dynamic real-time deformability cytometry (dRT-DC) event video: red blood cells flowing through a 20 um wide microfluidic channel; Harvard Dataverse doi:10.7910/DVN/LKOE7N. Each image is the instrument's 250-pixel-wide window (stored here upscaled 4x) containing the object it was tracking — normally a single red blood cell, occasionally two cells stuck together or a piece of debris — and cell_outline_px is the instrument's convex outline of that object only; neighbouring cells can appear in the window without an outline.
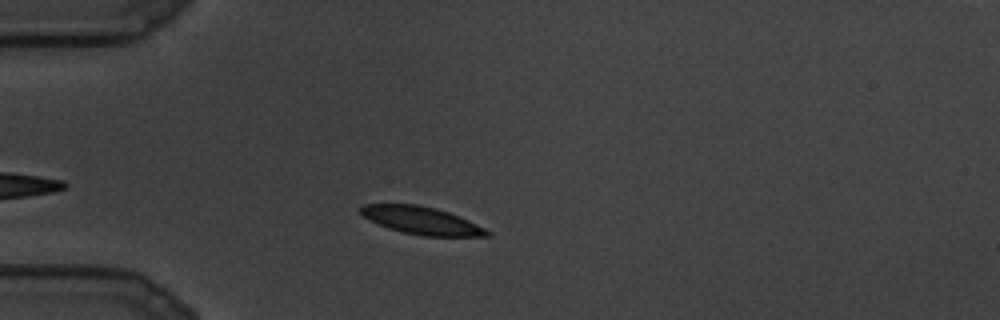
{"species": "common noctule bat (a hibernating species)", "species_latin": "Nyctalus noctula", "temperature_condition": "cold", "stored_images_in_passage": 13, "camera_frame_rate_fps": 3000, "um_per_image_px": 0.085, "animal": {"sex": "male", "body_mass_g": 19.5, "forearm_length_mm": 54.6}, "frame": {"image": 1, "passage_image": 5, "time_ms": 1.333, "image_size_px": [1000, 320], "cell_outline_px": [[492, 232], [488, 236], [424, 236], [404, 232], [388, 228], [364, 216], [360, 212], [360, 208], [364, 204], [420, 204], [436, 208], [448, 212], [468, 220]], "centroid_in_image_um": [35.85, 18.73], "position_along_channel_um": 49.2, "area_um2": 20.06}}
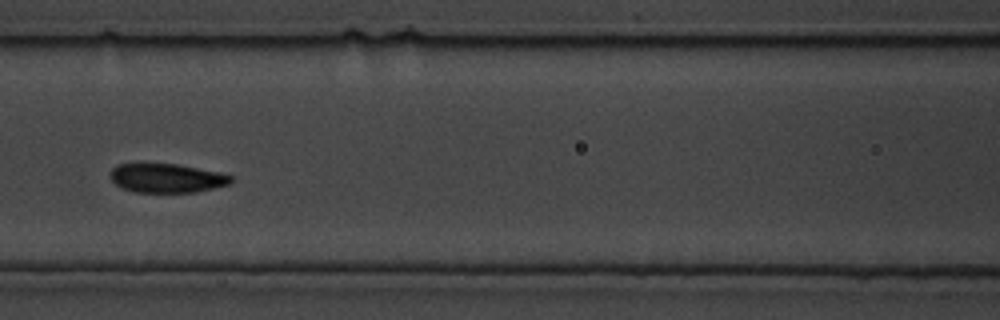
{"frame": {"image": 2, "passage_image": 10, "time_ms": 3.0, "image_size_px": [1000, 320], "cell_outline_px": [[232, 180], [228, 184], [196, 192], [136, 192], [124, 188], [116, 184], [112, 180], [108, 172], [116, 164], [176, 164], [220, 172], [232, 176]], "centroid_in_image_um": [14.15, 15.13], "position_along_channel_um": 152.5, "area_um2": 20.23}}
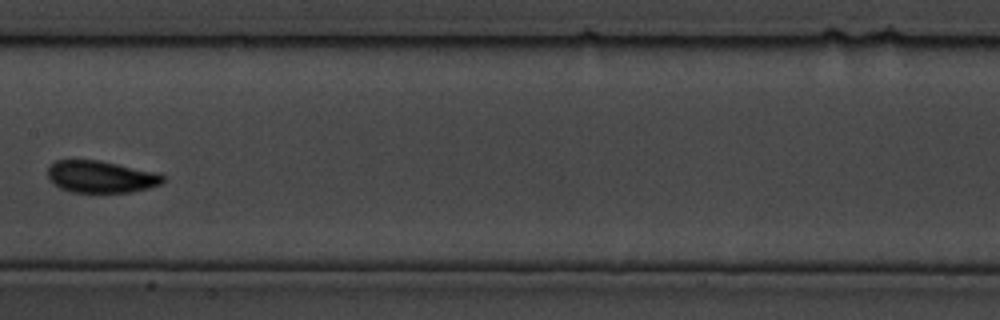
{"frame": {"image": 3, "passage_image": 12, "time_ms": 3.667, "image_size_px": [1000, 320], "cell_outline_px": [[164, 180], [160, 184], [148, 188], [132, 192], [72, 192], [60, 188], [48, 176], [48, 168], [56, 160], [100, 160], [160, 172], [164, 176]], "centroid_in_image_um": [8.63, 15.01], "position_along_channel_um": 198.8, "area_um2": 21.5}}